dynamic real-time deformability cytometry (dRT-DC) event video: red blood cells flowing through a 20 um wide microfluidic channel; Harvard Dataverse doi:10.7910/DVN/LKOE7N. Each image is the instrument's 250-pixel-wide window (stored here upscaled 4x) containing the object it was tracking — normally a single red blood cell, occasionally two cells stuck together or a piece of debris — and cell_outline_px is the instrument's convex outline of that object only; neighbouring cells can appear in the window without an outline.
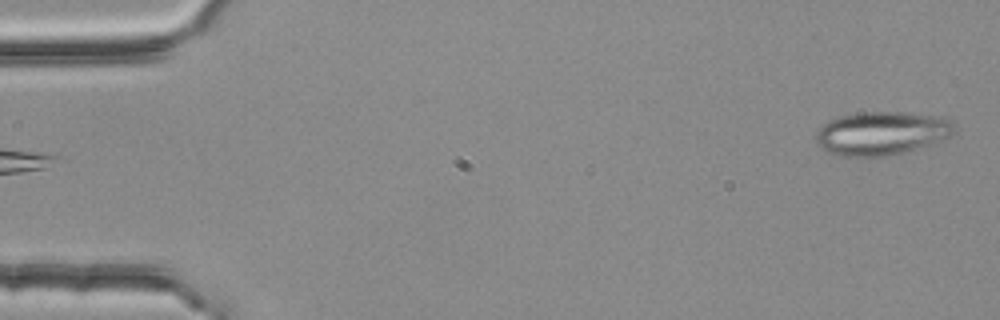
{"species": "common noctule bat (a hibernating species)", "species_latin": "Nyctalus noctula", "temperature_condition": "room temperature", "stored_images_in_passage": 5, "camera_frame_rate_fps": 3000, "um_per_image_px": 0.085, "animal": {"sex": "female", "body_mass_g": 25.1}, "frame": {"image": 1, "passage_image": 5, "time_ms": 1.333, "image_size_px": [1000, 320], "cell_outline_px": [[956, 132], [952, 136], [904, 152], [876, 160], [840, 156], [828, 152], [820, 148], [816, 140], [816, 132], [828, 120], [840, 116], [860, 112], [904, 112], [940, 116], [952, 120], [956, 128]], "centroid_in_image_um": [74.93, 11.36], "position_along_channel_um": 10.1, "area_um2": 35.95}}